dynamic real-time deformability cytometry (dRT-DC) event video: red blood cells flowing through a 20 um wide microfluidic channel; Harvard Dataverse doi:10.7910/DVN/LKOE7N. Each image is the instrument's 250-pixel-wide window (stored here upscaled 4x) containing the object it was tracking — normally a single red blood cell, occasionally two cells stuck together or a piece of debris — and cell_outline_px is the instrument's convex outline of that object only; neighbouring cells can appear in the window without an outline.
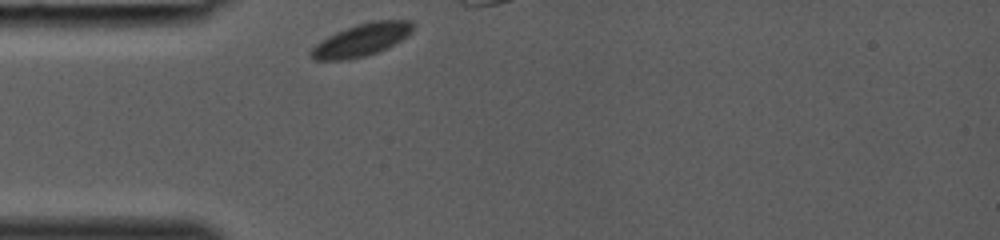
{"species": "common noctule bat (a hibernating species)", "species_latin": "Nyctalus noctula", "temperature_condition": "room temperature", "stored_images_in_passage": 4, "camera_frame_rate_fps": 3000, "um_per_image_px": 0.085, "animal": {"sex": "female", "body_mass_g": 19.0, "forearm_length_mm": 53.3}, "frame": {"image": 1, "passage_image": 1, "time_ms": 0.0, "image_size_px": [1000, 240], "cell_outline_px": [[412, 32], [400, 40], [376, 52], [364, 56], [348, 60], [312, 60], [308, 56], [308, 52], [320, 40], [336, 32], [356, 24], [376, 20], [412, 20]], "centroid_in_image_um": [30.65, 3.4], "position_along_channel_um": 54.3, "area_um2": 19.19}}